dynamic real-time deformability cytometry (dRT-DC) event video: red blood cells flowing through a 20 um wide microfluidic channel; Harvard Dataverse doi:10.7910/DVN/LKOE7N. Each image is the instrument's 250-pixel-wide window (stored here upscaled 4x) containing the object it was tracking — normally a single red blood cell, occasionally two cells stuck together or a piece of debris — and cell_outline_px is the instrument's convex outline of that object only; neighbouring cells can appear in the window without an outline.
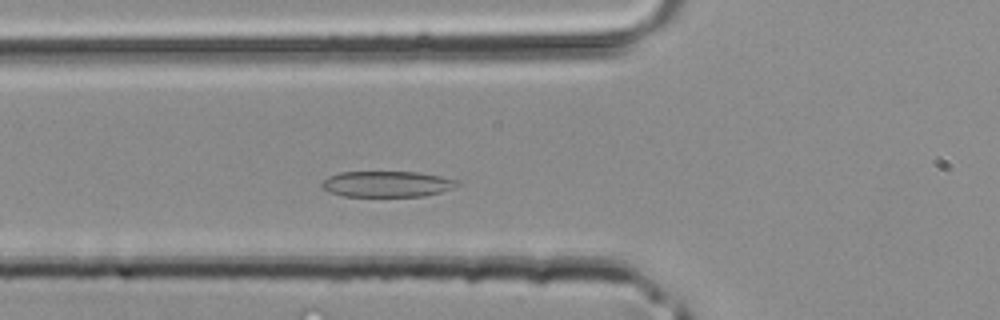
{"species": "common noctule bat (a hibernating species)", "species_latin": "Nyctalus noctula", "temperature_condition": "room temperature", "stored_images_in_passage": 37, "segment_of_instrument_passage": [1, 2], "camera_frame_rate_fps": 3000, "um_per_image_px": 0.085, "animal": {"sex": "male", "body_mass_g": 20.4}, "frame": {"image": 1, "passage_image": 9, "time_ms": 2.667, "image_size_px": [1000, 320], "cell_outline_px": [[460, 184], [452, 188], [440, 192], [424, 196], [344, 196], [328, 192], [320, 188], [320, 184], [328, 176], [340, 172], [420, 172], [440, 176], [456, 180]], "centroid_in_image_um": [32.84, 15.64], "position_along_channel_um": 93.0, "area_um2": 20.46}}
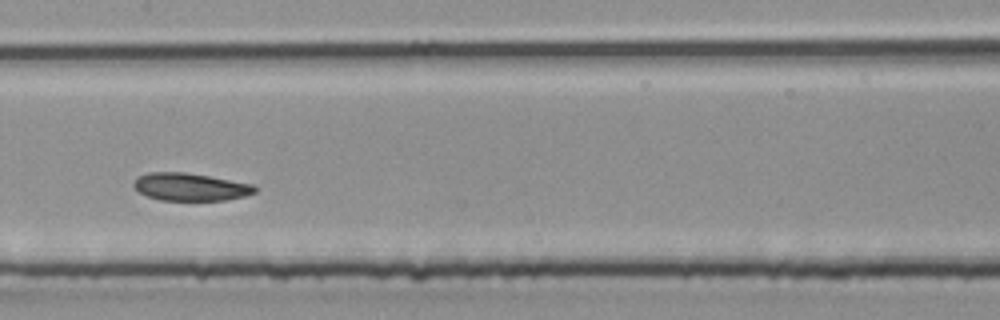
{"frame": {"image": 2, "passage_image": 15, "time_ms": 4.667, "image_size_px": [1000, 320], "cell_outline_px": [[256, 192], [244, 196], [224, 200], [160, 200], [148, 196], [140, 192], [132, 184], [140, 176], [148, 172], [188, 172], [252, 184], [256, 188]], "centroid_in_image_um": [16.18, 15.88], "position_along_channel_um": 191.2, "area_um2": 19.31}}
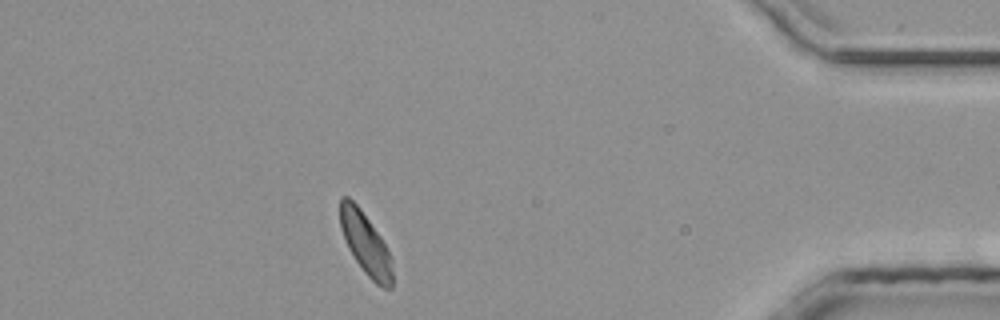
{"frame": {"image": 3, "passage_image": 31, "time_ms": 10.0, "image_size_px": [1000, 320], "cell_outline_px": [[392, 288], [384, 288], [376, 284], [364, 272], [348, 248], [340, 228], [340, 196], [348, 196], [360, 208], [380, 236], [388, 248], [392, 256]], "centroid_in_image_um": [31.08, 20.71], "position_along_channel_um": 404.1, "area_um2": 18.9}}